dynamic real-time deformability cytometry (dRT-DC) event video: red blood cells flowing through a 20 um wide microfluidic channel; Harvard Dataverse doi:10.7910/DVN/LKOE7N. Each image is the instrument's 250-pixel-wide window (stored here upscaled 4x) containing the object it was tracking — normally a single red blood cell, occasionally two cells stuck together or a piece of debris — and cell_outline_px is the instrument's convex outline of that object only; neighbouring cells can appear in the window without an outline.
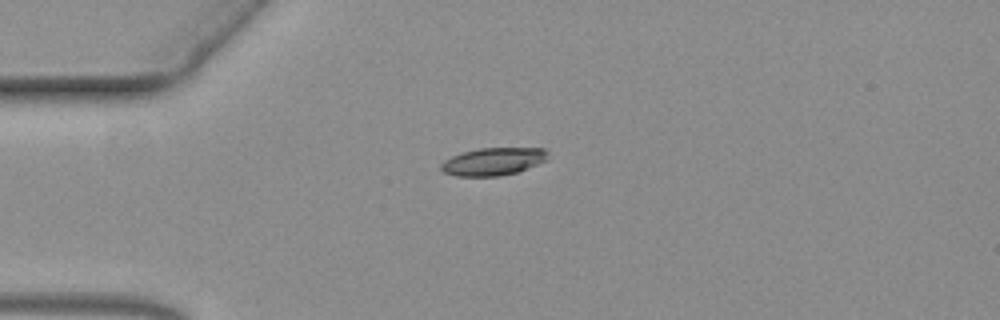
{"species": "common noctule bat (a hibernating species)", "species_latin": "Nyctalus noctula", "temperature_condition": "warm", "stored_images_in_passage": 46, "camera_frame_rate_fps": 3000, "um_per_image_px": 0.085, "animal": {"sex": "female", "body_mass_g": 19.3, "forearm_length_mm": 54.1}, "frame": {"image": 1, "passage_image": 1, "time_ms": 0.0, "image_size_px": [1000, 320], "cell_outline_px": [[548, 160], [516, 172], [500, 176], [456, 176], [444, 172], [440, 168], [440, 164], [444, 160], [452, 156], [464, 152], [480, 148], [544, 148], [548, 152]], "centroid_in_image_um": [41.93, 13.72], "position_along_channel_um": 43.1, "area_um2": 17.17}}
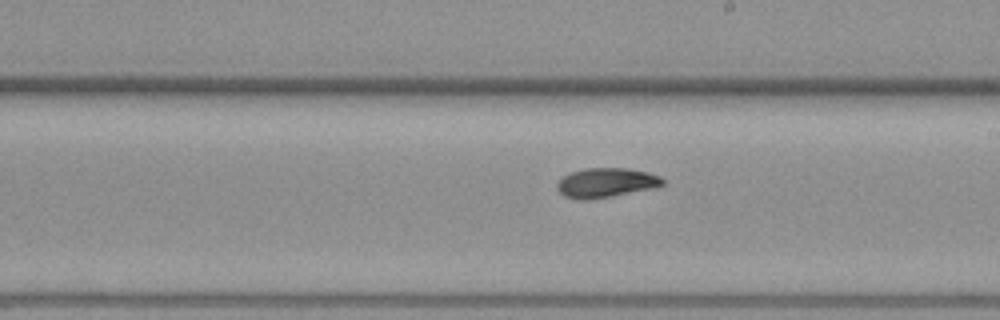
{"frame": {"image": 2, "passage_image": 20, "time_ms": 6.333, "image_size_px": [1000, 320], "cell_outline_px": [[664, 184], [656, 188], [612, 196], [584, 200], [580, 200], [564, 196], [556, 188], [556, 184], [564, 176], [572, 172], [584, 168], [628, 168], [648, 172], [660, 176], [664, 180]], "centroid_in_image_um": [51.54, 15.53], "position_along_channel_um": 237.5, "area_um2": 18.21}}
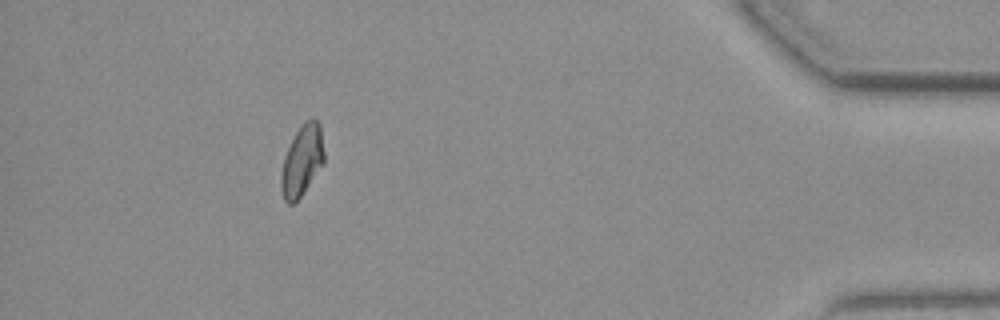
{"frame": {"image": 3, "passage_image": 40, "time_ms": 13.0, "image_size_px": [1000, 320], "cell_outline_px": [[324, 164], [300, 196], [292, 204], [288, 204], [284, 200], [280, 184], [280, 176], [284, 156], [296, 132], [312, 116], [320, 124], [324, 152]], "centroid_in_image_um": [25.67, 13.66], "position_along_channel_um": 409.5, "area_um2": 17.51}}